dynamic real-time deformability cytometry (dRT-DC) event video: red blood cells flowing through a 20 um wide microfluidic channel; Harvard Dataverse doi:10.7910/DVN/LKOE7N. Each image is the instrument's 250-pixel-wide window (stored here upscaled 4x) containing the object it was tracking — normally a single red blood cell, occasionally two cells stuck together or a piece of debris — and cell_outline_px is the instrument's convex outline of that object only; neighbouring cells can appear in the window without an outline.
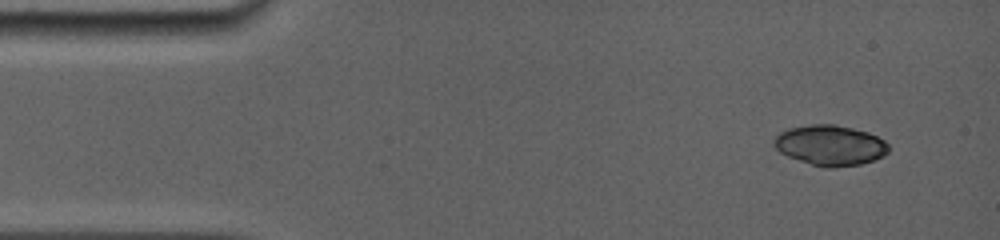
{"species": "common noctule bat (a hibernating species)", "species_latin": "Nyctalus noctula", "temperature_condition": "room temperature", "stored_images_in_passage": 3, "camera_frame_rate_fps": 5000, "um_per_image_px": 0.085, "animal": {"sex": "female", "body_mass_g": 19.0, "forearm_length_mm": 56.7}, "frame": {"image": 1, "passage_image": 1, "time_ms": 0.0, "image_size_px": [1000, 240], "cell_outline_px": [[888, 152], [884, 156], [860, 164], [832, 168], [824, 168], [788, 156], [780, 152], [772, 144], [772, 140], [780, 132], [788, 128], [812, 124], [836, 124], [868, 132], [884, 140], [888, 144]], "centroid_in_image_um": [70.55, 12.34], "position_along_channel_um": 14.4, "area_um2": 26.93}}